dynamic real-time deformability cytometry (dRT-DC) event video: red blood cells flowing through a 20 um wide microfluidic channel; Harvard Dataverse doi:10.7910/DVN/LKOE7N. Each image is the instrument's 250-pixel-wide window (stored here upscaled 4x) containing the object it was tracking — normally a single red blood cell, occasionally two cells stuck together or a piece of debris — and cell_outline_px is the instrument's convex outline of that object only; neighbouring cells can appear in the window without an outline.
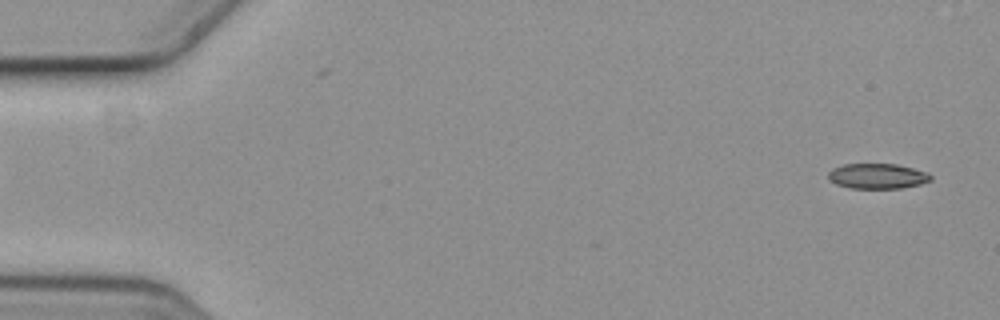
{"species": "common noctule bat (a hibernating species)", "species_latin": "Nyctalus noctula", "temperature_condition": "cold", "stored_images_in_passage": 4, "segment_of_instrument_passage": [2, 2], "camera_frame_rate_fps": 3000, "um_per_image_px": 0.085, "animal": {"sex": "female", "body_mass_g": 19.3, "forearm_length_mm": 54.1}, "frame": {"image": 1, "passage_image": 4, "time_ms": 1.0, "image_size_px": [1000, 320], "cell_outline_px": [[932, 180], [920, 184], [900, 188], [852, 188], [836, 184], [828, 180], [828, 172], [832, 168], [844, 164], [896, 164], [928, 172], [932, 176]], "centroid_in_image_um": [74.57, 14.96], "position_along_channel_um": 10.4, "area_um2": 15.09}}